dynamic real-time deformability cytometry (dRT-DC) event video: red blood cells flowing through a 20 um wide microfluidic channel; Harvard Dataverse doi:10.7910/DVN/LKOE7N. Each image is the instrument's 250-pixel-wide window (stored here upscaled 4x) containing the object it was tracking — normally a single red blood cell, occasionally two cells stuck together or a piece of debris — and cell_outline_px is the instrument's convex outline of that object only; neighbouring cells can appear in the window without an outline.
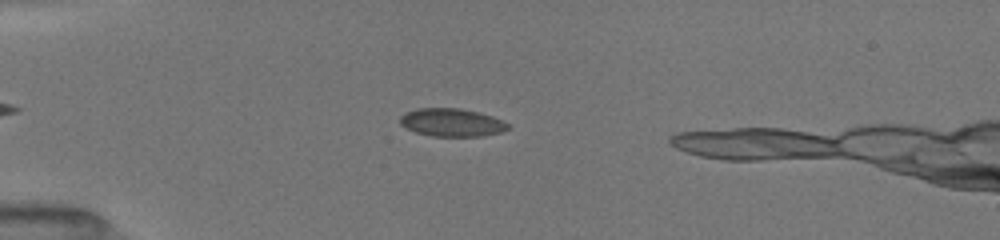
{"species": "common noctule bat (a hibernating species)", "species_latin": "Nyctalus noctula", "temperature_condition": "room temperature", "stored_images_in_passage": 47, "camera_frame_rate_fps": 3000, "um_per_image_px": 0.085, "animal": {"sex": "female", "body_mass_g": 19.5, "forearm_length_mm": 54.1}, "frame": {"image": 1, "passage_image": 14, "time_ms": 4.333, "image_size_px": [1000, 240], "cell_outline_px": [[512, 128], [500, 132], [480, 136], [432, 136], [416, 132], [400, 124], [400, 116], [404, 112], [416, 108], [460, 108], [492, 116], [508, 124]], "centroid_in_image_um": [38.37, 10.4], "position_along_channel_um": 46.6, "area_um2": 17.51}}
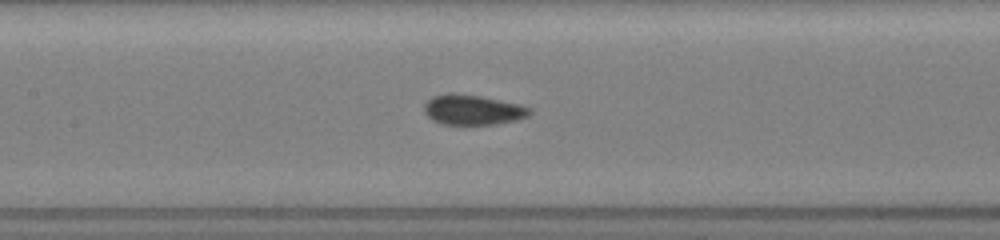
{"frame": {"image": 2, "passage_image": 25, "time_ms": 8.0, "image_size_px": [1000, 240], "cell_outline_px": [[532, 112], [528, 116], [516, 120], [496, 124], [444, 124], [432, 120], [424, 112], [424, 104], [432, 96], [448, 92], [452, 92], [480, 96], [520, 104], [532, 108]], "centroid_in_image_um": [40.18, 9.32], "position_along_channel_um": 167.2, "area_um2": 18.61}}
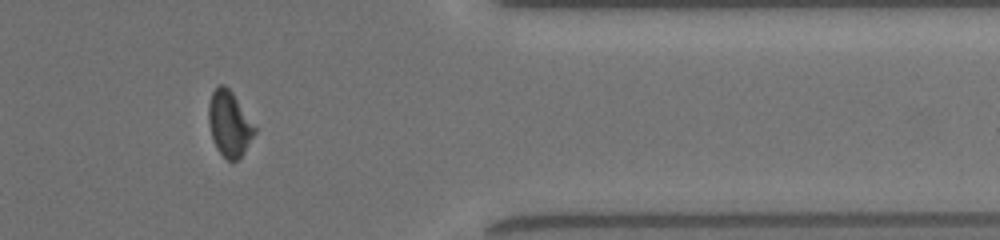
{"frame": {"image": 3, "passage_image": 43, "time_ms": 14.0, "image_size_px": [1000, 240], "cell_outline_px": [[256, 132], [244, 152], [236, 160], [228, 160], [216, 148], [208, 124], [208, 104], [212, 92], [220, 84], [224, 84], [232, 92], [256, 128]], "centroid_in_image_um": [19.47, 10.51], "position_along_channel_um": 391.9, "area_um2": 17.28}}